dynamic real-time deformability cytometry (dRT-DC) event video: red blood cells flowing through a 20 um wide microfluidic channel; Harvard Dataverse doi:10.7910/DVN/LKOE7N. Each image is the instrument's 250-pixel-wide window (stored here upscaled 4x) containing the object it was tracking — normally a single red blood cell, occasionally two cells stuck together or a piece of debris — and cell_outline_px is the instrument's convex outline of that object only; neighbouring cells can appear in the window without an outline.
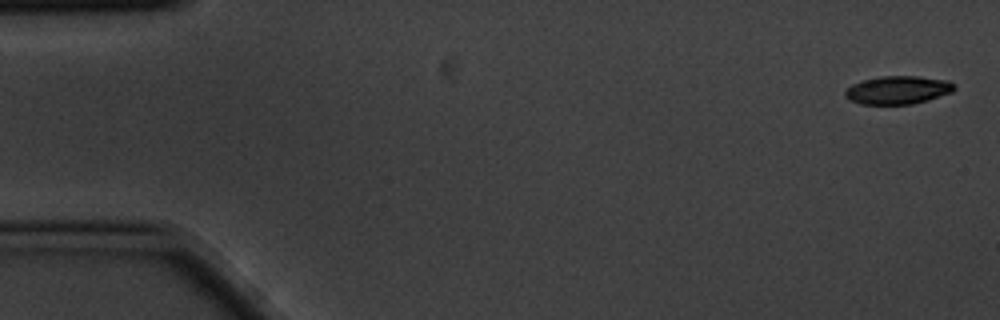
{"species": "common noctule bat (a hibernating species)", "species_latin": "Nyctalus noctula", "temperature_condition": "cold", "stored_images_in_passage": 5, "segment_of_instrument_passage": [1, 2], "camera_frame_rate_fps": 3000, "um_per_image_px": 0.085, "animal": {"sex": "male", "body_mass_g": 20.1, "forearm_length_mm": 53.5}, "frame": {"image": 1, "passage_image": 1, "time_ms": 0.0, "image_size_px": [1000, 320], "cell_outline_px": [[956, 88], [952, 92], [928, 100], [912, 104], [860, 104], [848, 100], [844, 96], [844, 92], [852, 84], [860, 80], [880, 76], [916, 76], [948, 80], [956, 84]], "centroid_in_image_um": [76.3, 7.65], "position_along_channel_um": 8.7, "area_um2": 18.15}}
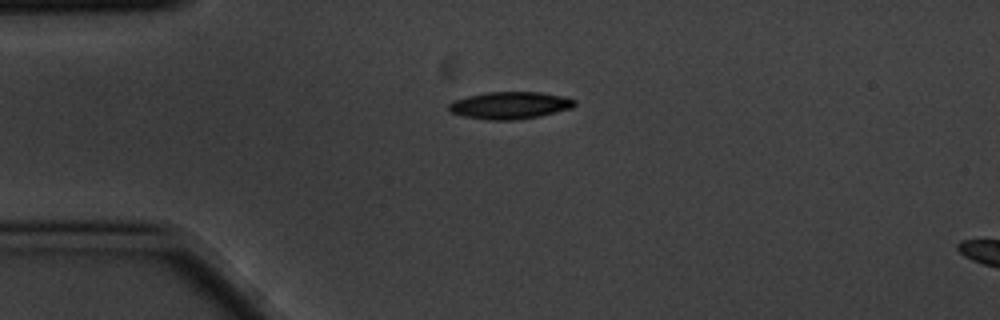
{"frame": {"image": 2, "passage_image": 4, "time_ms": 1.0, "image_size_px": [1000, 320], "cell_outline_px": [[576, 104], [572, 108], [540, 116], [516, 120], [488, 120], [464, 116], [452, 112], [448, 108], [448, 104], [452, 100], [468, 96], [488, 92], [540, 92], [560, 96], [576, 100]], "centroid_in_image_um": [43.33, 8.96], "position_along_channel_um": 41.7, "area_um2": 19.88}}